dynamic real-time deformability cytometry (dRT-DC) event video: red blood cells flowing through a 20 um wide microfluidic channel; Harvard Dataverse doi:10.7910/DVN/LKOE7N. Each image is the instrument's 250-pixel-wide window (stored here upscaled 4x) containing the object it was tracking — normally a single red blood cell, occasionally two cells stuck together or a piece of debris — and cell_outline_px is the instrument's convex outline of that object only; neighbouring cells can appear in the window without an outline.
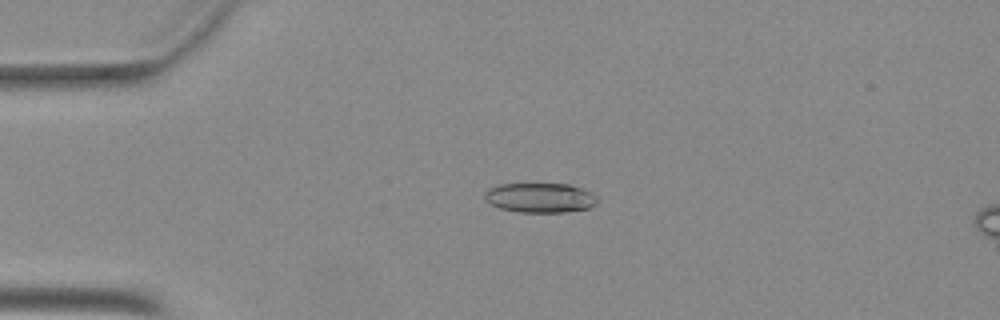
{"species": "Egyptian fruit bat (a non-hibernating species)", "species_latin": "Rousettus aegyptiacus", "temperature_condition": "warm", "stored_images_in_passage": 40, "camera_frame_rate_fps": 3000, "um_per_image_px": 0.085, "animal": {"sex": "female"}, "frame": {"image": 1, "passage_image": 2, "time_ms": 0.333, "image_size_px": [1000, 320], "cell_outline_px": [[596, 204], [588, 208], [564, 212], [520, 212], [500, 208], [492, 204], [484, 196], [484, 192], [488, 188], [500, 184], [568, 184], [580, 188], [596, 196]], "centroid_in_image_um": [45.88, 16.8], "position_along_channel_um": 39.1, "area_um2": 19.19}}
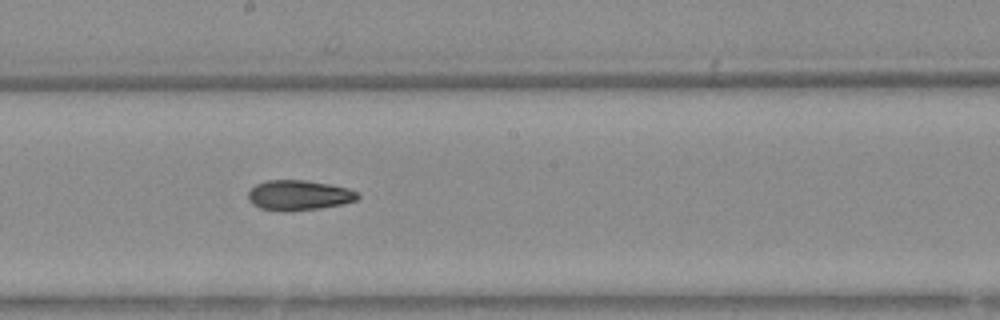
{"frame": {"image": 2, "passage_image": 18, "time_ms": 5.667, "image_size_px": [1000, 320], "cell_outline_px": [[360, 196], [356, 200], [344, 204], [320, 208], [284, 212], [280, 212], [260, 208], [252, 204], [248, 200], [248, 192], [256, 184], [268, 180], [304, 180], [328, 184], [348, 188], [360, 192]], "centroid_in_image_um": [25.41, 16.61], "position_along_channel_um": 222.8, "area_um2": 19.42}}
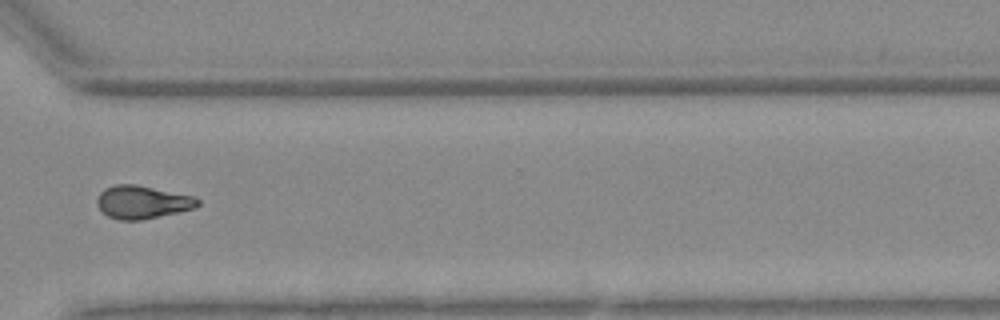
{"frame": {"image": 3, "passage_image": 28, "time_ms": 9.0, "image_size_px": [1000, 320], "cell_outline_px": [[200, 204], [196, 208], [140, 220], [120, 220], [108, 216], [100, 212], [96, 204], [96, 200], [100, 192], [104, 188], [116, 184], [136, 184], [196, 196], [200, 200]], "centroid_in_image_um": [12.09, 17.17], "position_along_channel_um": 358.5, "area_um2": 19.65}}